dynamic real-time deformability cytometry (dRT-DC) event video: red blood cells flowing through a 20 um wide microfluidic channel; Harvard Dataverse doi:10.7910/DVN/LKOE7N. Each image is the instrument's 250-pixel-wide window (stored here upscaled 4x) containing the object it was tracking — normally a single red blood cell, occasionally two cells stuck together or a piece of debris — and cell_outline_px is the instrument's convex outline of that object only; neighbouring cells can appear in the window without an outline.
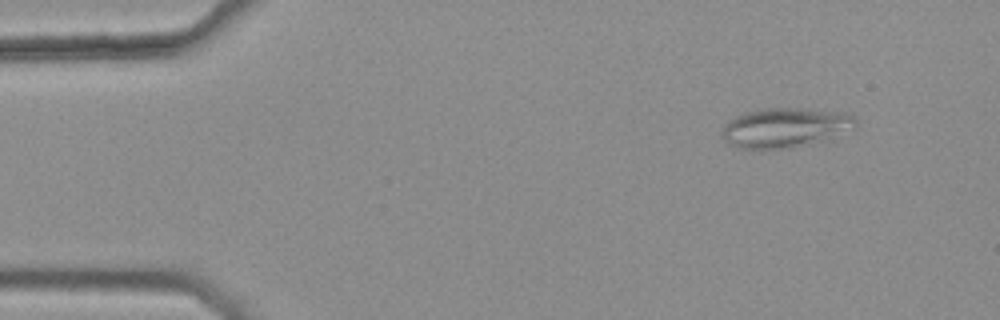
{"species": "common noctule bat (a hibernating species)", "species_latin": "Nyctalus noctula", "temperature_condition": "warm", "stored_images_in_passage": 6, "camera_frame_rate_fps": 3000, "um_per_image_px": 0.085, "animal": {"sex": "female", "body_mass_g": 25.1}, "frame": {"image": 1, "passage_image": 2, "time_ms": 0.333, "image_size_px": [1000, 320], "cell_outline_px": [[856, 128], [828, 140], [796, 148], [740, 148], [724, 140], [720, 136], [724, 124], [728, 120], [744, 112], [764, 108], [804, 108], [844, 112], [856, 116]], "centroid_in_image_um": [66.79, 10.84], "position_along_channel_um": 18.2, "area_um2": 31.44}}